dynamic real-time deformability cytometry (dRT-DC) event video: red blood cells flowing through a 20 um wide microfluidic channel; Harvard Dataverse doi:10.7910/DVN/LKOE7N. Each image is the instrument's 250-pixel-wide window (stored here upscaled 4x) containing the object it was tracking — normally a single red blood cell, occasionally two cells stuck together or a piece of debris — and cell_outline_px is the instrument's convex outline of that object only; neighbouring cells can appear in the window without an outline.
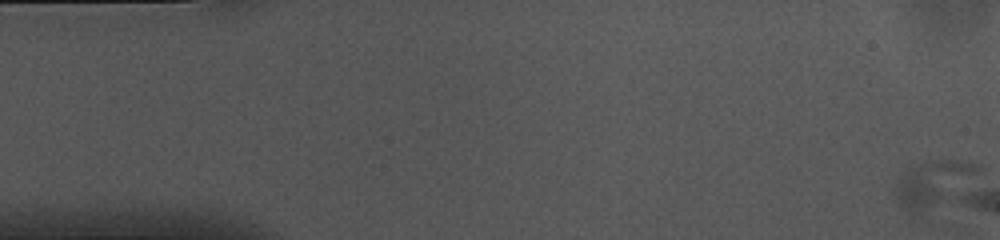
{"species": "common noctule bat (a hibernating species)", "species_latin": "Nyctalus noctula", "temperature_condition": "cold", "stored_images_in_passage": 4, "camera_frame_rate_fps": 3000, "um_per_image_px": 0.085, "animal": {"sex": "female", "body_mass_g": 10.0, "forearm_length_mm": 53.1}, "frame": {"image": 1, "passage_image": 1, "time_ms": 0.0, "image_size_px": [1000, 240], "cell_outline_px": [[980, 168], [916, 220], [896, 200], [892, 192], [900, 172], [912, 164], [932, 160], [952, 160], [972, 164]], "centroid_in_image_um": [79.0, 15.62], "position_along_channel_um": 6.0, "area_um2": 21.1}}